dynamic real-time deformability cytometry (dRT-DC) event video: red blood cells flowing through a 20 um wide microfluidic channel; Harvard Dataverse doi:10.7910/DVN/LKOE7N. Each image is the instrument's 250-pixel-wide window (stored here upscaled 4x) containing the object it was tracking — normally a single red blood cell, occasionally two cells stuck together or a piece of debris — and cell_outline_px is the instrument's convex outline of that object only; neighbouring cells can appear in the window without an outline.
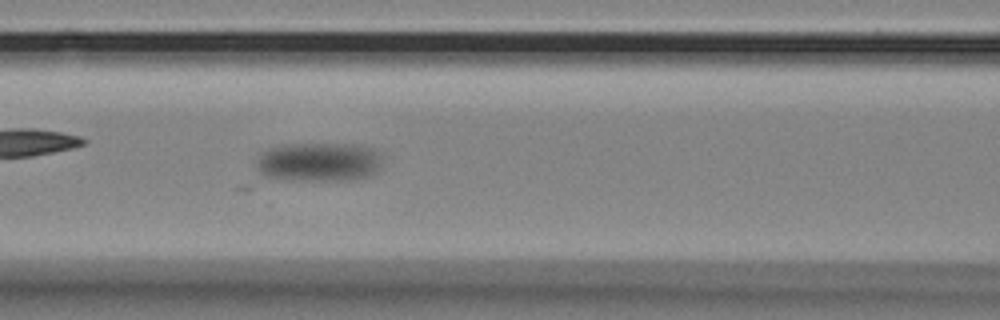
{"species": "Egyptian fruit bat (a non-hibernating species)", "species_latin": "Rousettus aegyptiacus", "temperature_condition": "room temperature", "stored_images_in_passage": 18, "camera_frame_rate_fps": 3000, "um_per_image_px": 0.085, "animal": {"sex": "female"}, "frame": {"image": 1, "passage_image": 8, "time_ms": 2.333, "image_size_px": [1000, 320], "cell_outline_px": [[380, 168], [376, 172], [368, 176], [356, 180], [260, 180], [256, 168], [256, 160], [260, 152], [284, 144], [360, 144], [372, 148], [376, 152], [380, 164]], "centroid_in_image_um": [26.97, 13.8], "position_along_channel_um": 139.6, "area_um2": 29.48}}